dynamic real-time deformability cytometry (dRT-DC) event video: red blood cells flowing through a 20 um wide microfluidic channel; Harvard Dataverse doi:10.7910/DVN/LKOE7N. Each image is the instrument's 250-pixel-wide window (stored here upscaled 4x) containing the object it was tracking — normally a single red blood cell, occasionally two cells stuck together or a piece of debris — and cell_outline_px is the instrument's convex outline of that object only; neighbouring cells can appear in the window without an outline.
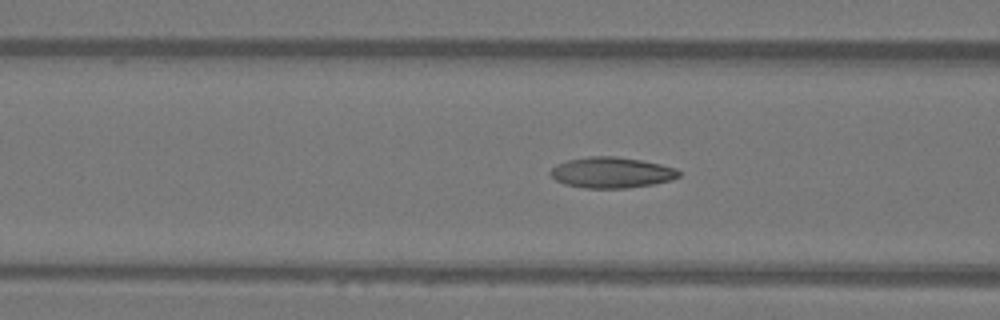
{"species": "Egyptian fruit bat (a non-hibernating species)", "species_latin": "Rousettus aegyptiacus", "temperature_condition": "warm", "stored_images_in_passage": 39, "camera_frame_rate_fps": 3000, "um_per_image_px": 0.085, "animal": {"sex": "female"}, "frame": {"image": 1, "passage_image": 19, "time_ms": 6.0, "image_size_px": [1000, 320], "cell_outline_px": [[680, 176], [672, 180], [652, 184], [624, 188], [584, 188], [564, 184], [556, 180], [548, 172], [556, 164], [568, 160], [588, 156], [616, 156], [640, 160], [660, 164], [676, 168], [680, 172]], "centroid_in_image_um": [51.97, 14.66], "position_along_channel_um": 114.6, "area_um2": 23.06}}
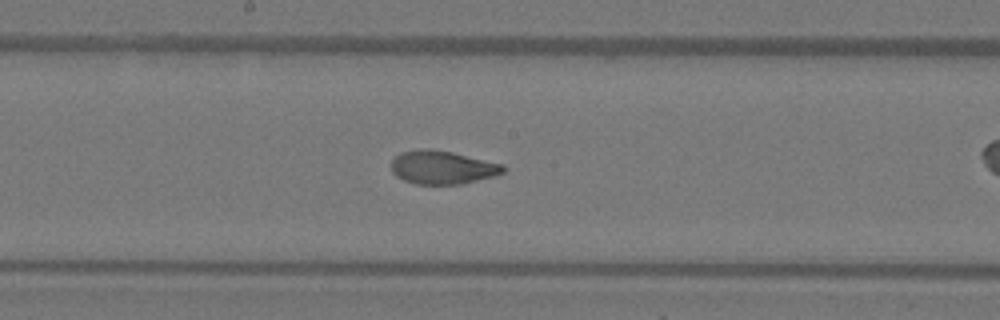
{"frame": {"image": 2, "passage_image": 26, "time_ms": 8.333, "image_size_px": [1000, 320], "cell_outline_px": [[508, 168], [504, 172], [496, 176], [460, 184], [416, 184], [404, 180], [396, 176], [392, 172], [392, 160], [400, 152], [420, 148], [428, 148], [452, 152], [504, 164]], "centroid_in_image_um": [37.63, 14.22], "position_along_channel_um": 210.6, "area_um2": 21.96}}
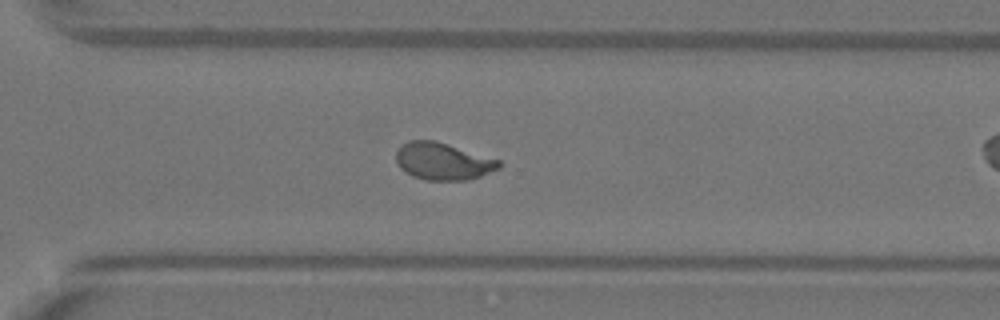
{"frame": {"image": 3, "passage_image": 35, "time_ms": 11.333, "image_size_px": [1000, 320], "cell_outline_px": [[500, 168], [480, 176], [468, 180], [424, 180], [412, 176], [404, 172], [400, 168], [396, 160], [396, 152], [408, 140], [436, 140], [500, 160]], "centroid_in_image_um": [37.64, 13.71], "position_along_channel_um": 333.0, "area_um2": 22.31}}